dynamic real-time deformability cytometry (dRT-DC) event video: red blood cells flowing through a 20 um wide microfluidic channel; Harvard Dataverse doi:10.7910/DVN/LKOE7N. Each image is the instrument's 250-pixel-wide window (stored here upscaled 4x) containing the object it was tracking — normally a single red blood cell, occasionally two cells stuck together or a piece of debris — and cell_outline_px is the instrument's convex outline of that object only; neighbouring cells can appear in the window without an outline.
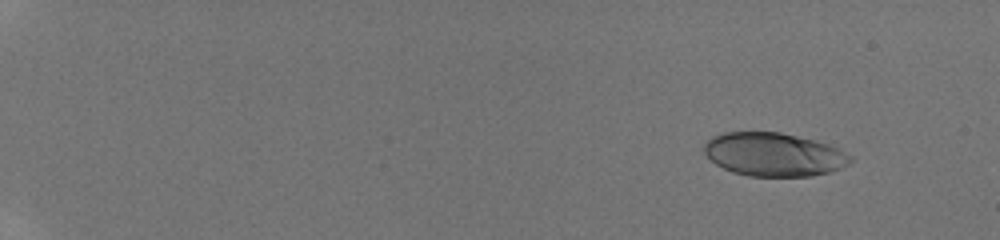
{"species": "human", "species_latin": "Homo sapiens", "temperature_condition": "room temperature", "stored_images_in_passage": 54, "camera_frame_rate_fps": 3000, "um_per_image_px": 0.085, "donor": {"sex": "male"}, "frame": {"image": 1, "passage_image": 7, "time_ms": 2.0, "image_size_px": [1000, 240], "cell_outline_px": [[852, 160], [848, 164], [832, 172], [812, 176], [748, 176], [732, 172], [716, 164], [704, 152], [704, 144], [712, 136], [724, 132], [780, 132], [828, 144], [852, 156]], "centroid_in_image_um": [65.76, 13.13], "position_along_channel_um": 19.2, "area_um2": 36.88}}
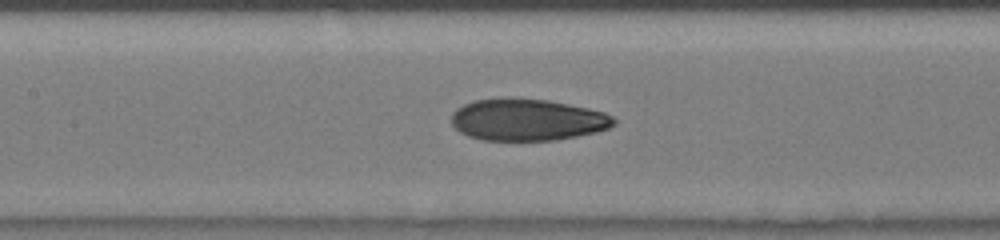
{"frame": {"image": 2, "passage_image": 30, "time_ms": 9.667, "image_size_px": [1000, 240], "cell_outline_px": [[616, 124], [608, 128], [596, 132], [556, 140], [484, 140], [468, 136], [460, 132], [452, 124], [452, 112], [456, 108], [472, 100], [548, 100], [588, 108], [604, 112], [612, 116], [616, 120]], "centroid_in_image_um": [44.84, 10.21], "position_along_channel_um": 162.6, "area_um2": 38.9}}
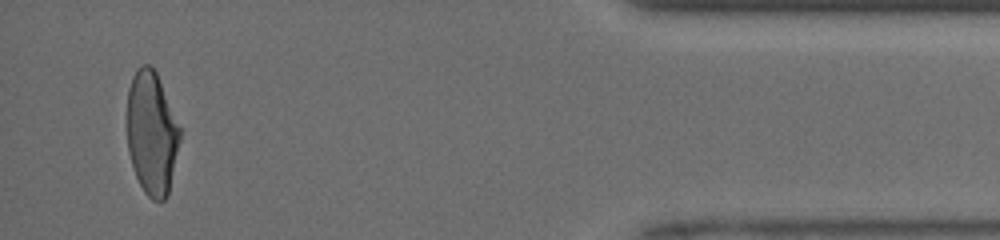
{"frame": {"image": 3, "passage_image": 52, "time_ms": 17.0, "image_size_px": [1000, 240], "cell_outline_px": [[180, 140], [168, 196], [164, 200], [152, 200], [144, 192], [136, 176], [128, 152], [128, 88], [132, 76], [136, 68], [140, 64], [152, 64], [156, 72], [180, 128]], "centroid_in_image_um": [12.89, 11.3], "position_along_channel_um": 422.3, "area_um2": 37.86}, "authors_computed_cell_mechanics": {"area_um2": 38.8705, "velocity_mm_per_s": 4.2084, "shape_relaxation_time_tau1_ms": 3.9835, "shape_relaxation_time_tau2_ms": 1.3577, "deformation_change_tau1": 0.1893, "deformation_change_tau2": 0.0775}}